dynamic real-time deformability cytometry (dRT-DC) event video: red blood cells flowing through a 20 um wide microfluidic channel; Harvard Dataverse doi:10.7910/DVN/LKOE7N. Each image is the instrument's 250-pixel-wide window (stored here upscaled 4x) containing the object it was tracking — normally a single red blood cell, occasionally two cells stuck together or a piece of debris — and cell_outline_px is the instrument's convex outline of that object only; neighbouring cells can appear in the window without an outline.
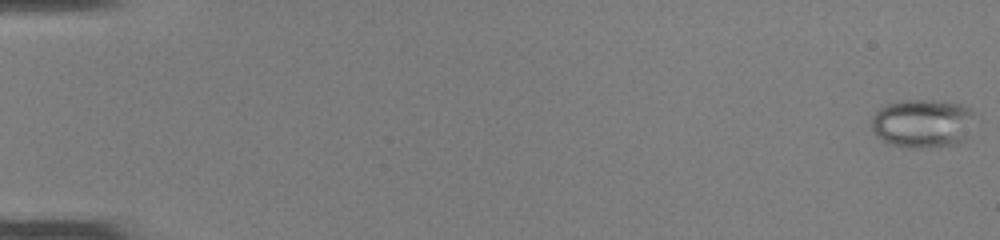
{"species": "common noctule bat (a hibernating species)", "species_latin": "Nyctalus noctula", "temperature_condition": "room temperature", "stored_images_in_passage": 50, "camera_frame_rate_fps": 3000, "um_per_image_px": 0.085, "animal": {"sex": "female", "body_mass_g": 22.0, "forearm_length_mm": 56.7}, "frame": {"image": 1, "passage_image": 1, "time_ms": 0.0, "image_size_px": [1000, 240], "cell_outline_px": [[972, 112], [964, 136], [956, 144], [920, 148], [908, 148], [888, 144], [876, 136], [872, 128], [872, 116], [880, 108], [888, 104], [904, 100], [944, 100], [960, 104], [972, 108]], "centroid_in_image_um": [78.33, 10.47], "position_along_channel_um": 6.7, "area_um2": 28.84}}
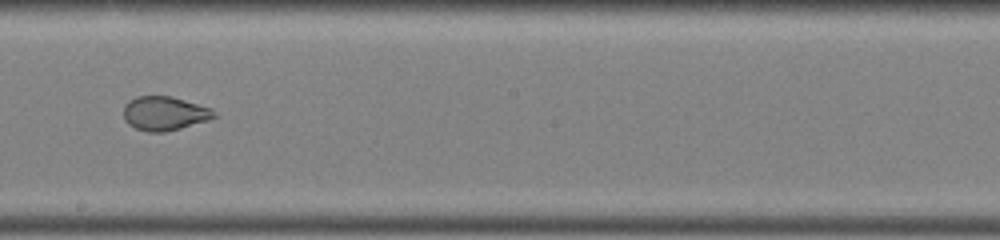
{"frame": {"image": 2, "passage_image": 30, "time_ms": 9.667, "image_size_px": [1000, 240], "cell_outline_px": [[216, 116], [208, 120], [180, 128], [164, 132], [148, 132], [136, 128], [128, 124], [124, 120], [124, 104], [128, 100], [136, 96], [172, 96], [212, 108], [216, 112]], "centroid_in_image_um": [13.97, 9.63], "position_along_channel_um": 234.2, "area_um2": 18.03}}
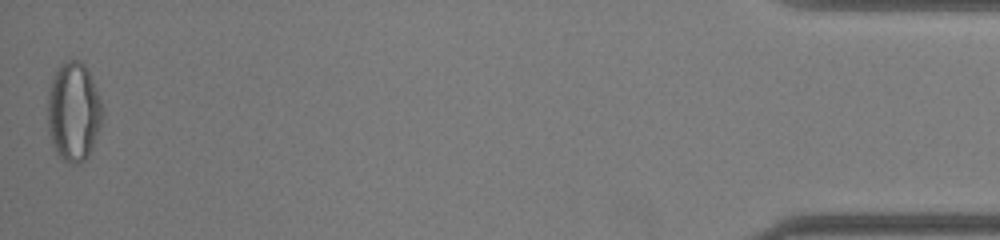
{"frame": {"image": 3, "passage_image": 50, "time_ms": 16.333, "image_size_px": [1000, 240], "cell_outline_px": [[104, 112], [92, 148], [88, 156], [80, 164], [68, 164], [56, 156], [52, 144], [48, 128], [48, 92], [52, 76], [56, 68], [60, 64], [68, 60], [80, 60], [84, 64], [96, 88]], "centroid_in_image_um": [6.23, 9.52], "position_along_channel_um": 429.0, "area_um2": 31.91}, "authors_computed_cell_mechanics": {"area_um2": 25.432, "velocity_mm_per_s": 4.13, "shape_relaxation_time_tau1_ms": null, "shape_relaxation_time_tau2_ms": 0.8955, "deformation_change_tau1": null, "deformation_change_tau2": 0.0557}}